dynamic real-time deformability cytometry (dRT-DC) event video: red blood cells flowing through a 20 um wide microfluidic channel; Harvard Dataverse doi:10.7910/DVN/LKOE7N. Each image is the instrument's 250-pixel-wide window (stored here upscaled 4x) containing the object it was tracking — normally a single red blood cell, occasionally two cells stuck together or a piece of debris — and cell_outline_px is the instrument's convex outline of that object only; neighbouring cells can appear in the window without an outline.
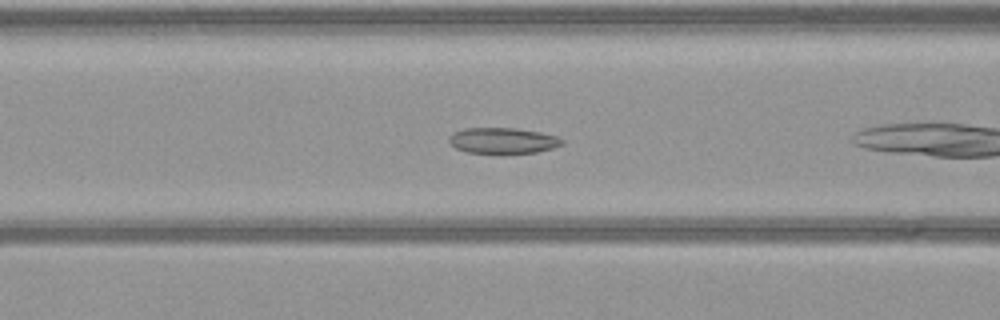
{"species": "common noctule bat (a hibernating species)", "species_latin": "Nyctalus noctula", "temperature_condition": "warm", "stored_images_in_passage": 10, "camera_frame_rate_fps": 3000, "um_per_image_px": 0.085, "animal": {"sex": "female", "body_mass_g": 21.9}, "frame": {"image": 1, "passage_image": 6, "time_ms": 1.667, "image_size_px": [1000, 320], "cell_outline_px": [[564, 144], [552, 148], [536, 152], [468, 152], [456, 148], [448, 144], [448, 136], [452, 132], [464, 128], [516, 128], [540, 132], [556, 136], [564, 140]], "centroid_in_image_um": [42.7, 11.93], "position_along_channel_um": 123.9, "area_um2": 16.88}}
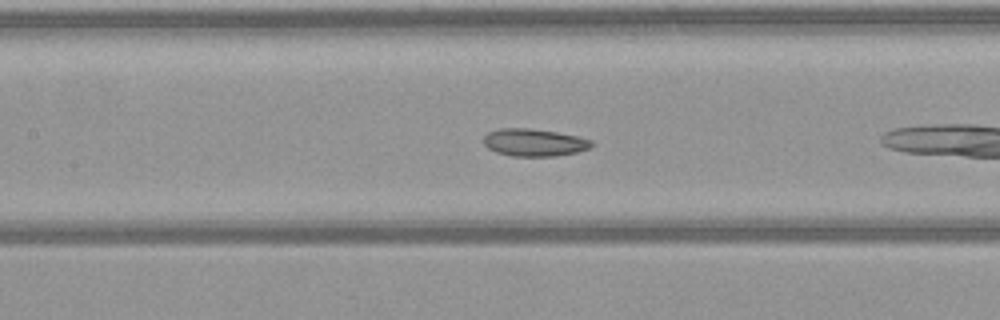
{"frame": {"image": 2, "passage_image": 9, "time_ms": 2.667, "image_size_px": [1000, 320], "cell_outline_px": [[596, 144], [592, 148], [576, 152], [556, 156], [512, 156], [496, 152], [488, 148], [484, 144], [484, 136], [488, 132], [500, 128], [532, 128], [556, 132], [576, 136], [592, 140]], "centroid_in_image_um": [45.43, 12.11], "position_along_channel_um": 162.0, "area_um2": 17.4}}